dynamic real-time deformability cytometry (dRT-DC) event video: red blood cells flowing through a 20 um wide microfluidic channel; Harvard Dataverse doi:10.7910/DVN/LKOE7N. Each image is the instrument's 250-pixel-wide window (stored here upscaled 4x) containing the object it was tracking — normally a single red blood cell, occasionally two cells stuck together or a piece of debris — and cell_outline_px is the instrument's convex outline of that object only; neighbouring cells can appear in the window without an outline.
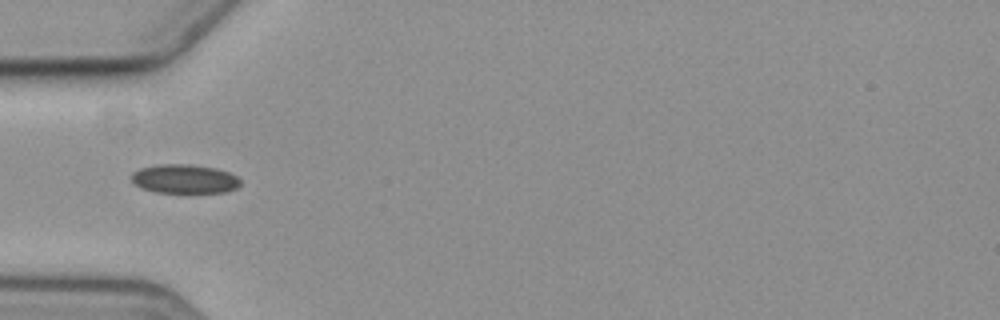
{"species": "common noctule bat (a hibernating species)", "species_latin": "Nyctalus noctula", "temperature_condition": "cold", "stored_images_in_passage": 2, "camera_frame_rate_fps": 3000, "um_per_image_px": 0.085, "animal": {"sex": "female", "body_mass_g": 19.3, "forearm_length_mm": 54.1}, "frame": {"image": 1, "passage_image": 1, "time_ms": 0.0, "image_size_px": [1000, 320], "cell_outline_px": [[240, 184], [236, 188], [224, 192], [156, 192], [140, 188], [132, 180], [132, 172], [140, 168], [160, 164], [188, 164], [216, 168], [228, 172], [236, 176], [240, 180]], "centroid_in_image_um": [15.67, 15.2], "position_along_channel_um": 69.3, "area_um2": 18.26}}
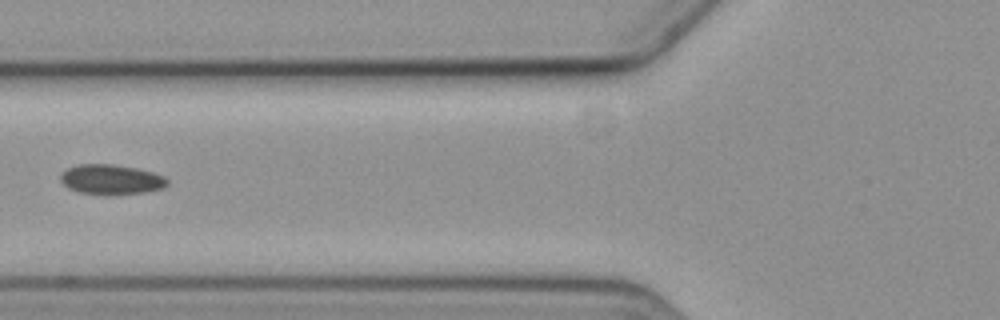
{"frame": {"image": 2, "passage_image": 2, "time_ms": 1.333, "image_size_px": [1000, 320], "cell_outline_px": [[168, 184], [164, 188], [144, 192], [108, 196], [80, 192], [68, 188], [60, 180], [60, 176], [68, 168], [80, 164], [112, 164], [136, 168], [152, 172], [164, 176], [168, 180]], "centroid_in_image_um": [9.47, 15.27], "position_along_channel_um": 116.3, "area_um2": 18.73}}